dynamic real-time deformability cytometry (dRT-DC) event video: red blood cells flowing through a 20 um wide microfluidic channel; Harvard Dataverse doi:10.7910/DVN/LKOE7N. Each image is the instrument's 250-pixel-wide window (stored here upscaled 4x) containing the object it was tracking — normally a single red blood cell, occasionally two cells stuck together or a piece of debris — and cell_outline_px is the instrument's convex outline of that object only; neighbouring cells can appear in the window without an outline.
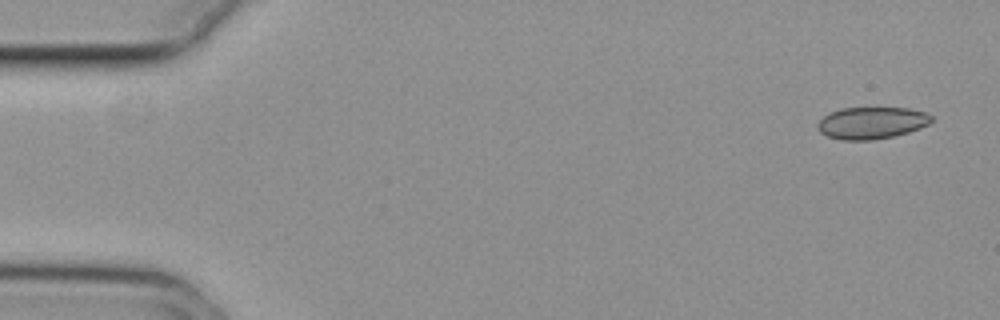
{"species": "common noctule bat (a hibernating species)", "species_latin": "Nyctalus noctula", "temperature_condition": "cold", "stored_images_in_passage": 53, "camera_frame_rate_fps": 3000, "um_per_image_px": 0.085, "animal": {"sex": "female", "body_mass_g": 29.2, "forearm_length_mm": 56.3}, "frame": {"image": 1, "passage_image": 1, "time_ms": 0.0, "image_size_px": [1000, 320], "cell_outline_px": [[932, 120], [928, 124], [920, 128], [908, 132], [892, 136], [872, 140], [840, 140], [828, 136], [820, 132], [816, 128], [816, 124], [824, 116], [840, 108], [908, 108], [924, 112], [932, 116]], "centroid_in_image_um": [74.06, 10.45], "position_along_channel_um": 10.9, "area_um2": 21.1}}
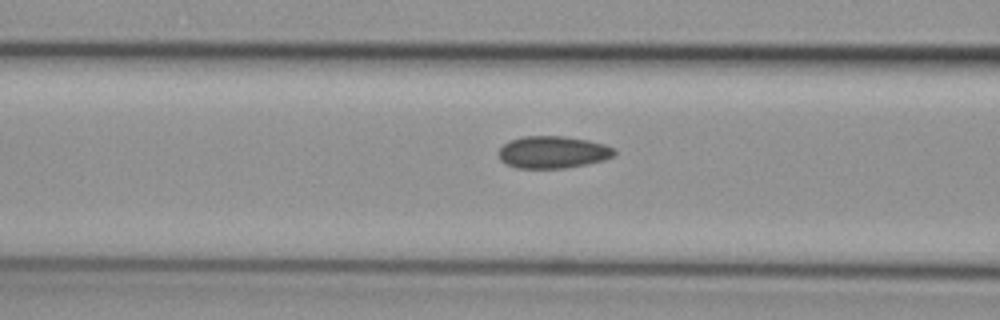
{"frame": {"image": 2, "passage_image": 20, "time_ms": 6.333, "image_size_px": [1000, 320], "cell_outline_px": [[616, 152], [612, 156], [604, 160], [564, 168], [516, 168], [500, 160], [496, 152], [508, 140], [520, 136], [564, 136], [588, 140], [604, 144], [616, 148]], "centroid_in_image_um": [46.95, 12.92], "position_along_channel_um": 119.6, "area_um2": 21.85}}
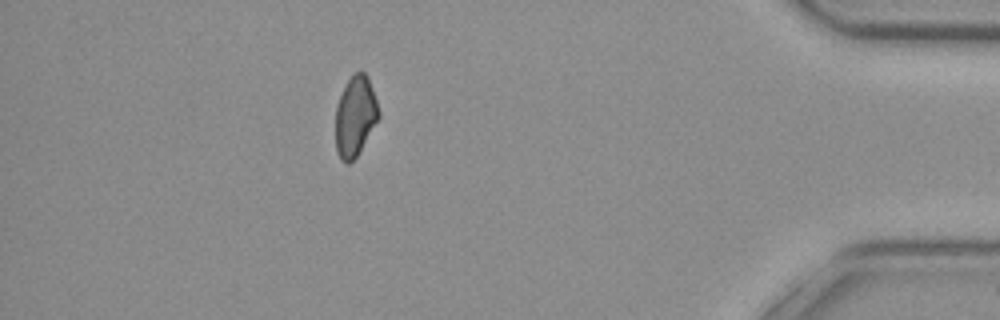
{"frame": {"image": 3, "passage_image": 47, "time_ms": 15.333, "image_size_px": [1000, 320], "cell_outline_px": [[380, 116], [356, 156], [348, 164], [344, 164], [340, 160], [336, 152], [336, 104], [352, 72], [364, 72], [368, 76], [380, 112]], "centroid_in_image_um": [30.18, 9.88], "position_along_channel_um": 405.0, "area_um2": 20.06}, "authors_computed_cell_mechanics": {"area_um2": 21.5016, "velocity_mm_per_s": 3.7378, "shape_relaxation_time_tau1_ms": null, "shape_relaxation_time_tau2_ms": 10.8331, "deformation_change_tau1": null, "deformation_change_tau2": 0.1145}}